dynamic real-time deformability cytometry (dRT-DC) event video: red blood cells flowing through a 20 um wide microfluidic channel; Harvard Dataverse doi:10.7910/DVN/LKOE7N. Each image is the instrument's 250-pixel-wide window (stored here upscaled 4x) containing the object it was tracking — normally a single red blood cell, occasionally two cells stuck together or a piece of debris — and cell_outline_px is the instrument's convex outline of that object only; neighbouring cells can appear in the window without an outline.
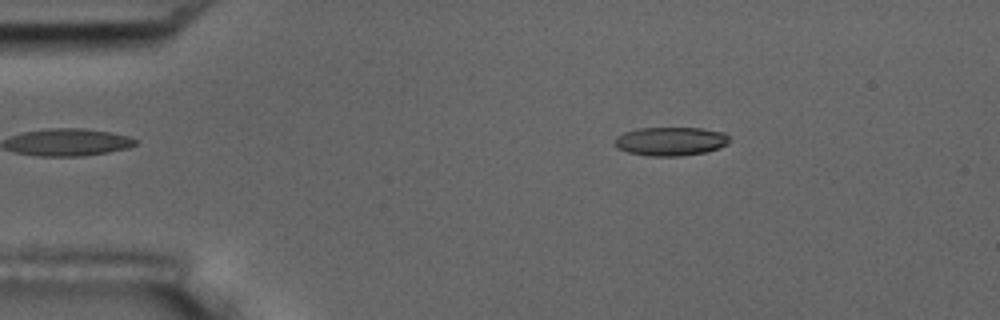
{"species": "common noctule bat (a hibernating species)", "species_latin": "Nyctalus noctula", "temperature_condition": "room temperature", "stored_images_in_passage": 4, "camera_frame_rate_fps": 3000, "um_per_image_px": 0.085, "animal": {"sex": "male", "body_mass_g": 17.5, "forearm_length_mm": 52.3}, "frame": {"image": 1, "passage_image": 2, "time_ms": 1.0, "image_size_px": [1000, 320], "cell_outline_px": [[732, 140], [728, 144], [704, 152], [680, 156], [648, 156], [628, 152], [616, 148], [612, 144], [616, 136], [624, 132], [640, 128], [700, 128], [724, 132]], "centroid_in_image_um": [56.97, 12.01], "position_along_channel_um": 28.0, "area_um2": 19.31}}